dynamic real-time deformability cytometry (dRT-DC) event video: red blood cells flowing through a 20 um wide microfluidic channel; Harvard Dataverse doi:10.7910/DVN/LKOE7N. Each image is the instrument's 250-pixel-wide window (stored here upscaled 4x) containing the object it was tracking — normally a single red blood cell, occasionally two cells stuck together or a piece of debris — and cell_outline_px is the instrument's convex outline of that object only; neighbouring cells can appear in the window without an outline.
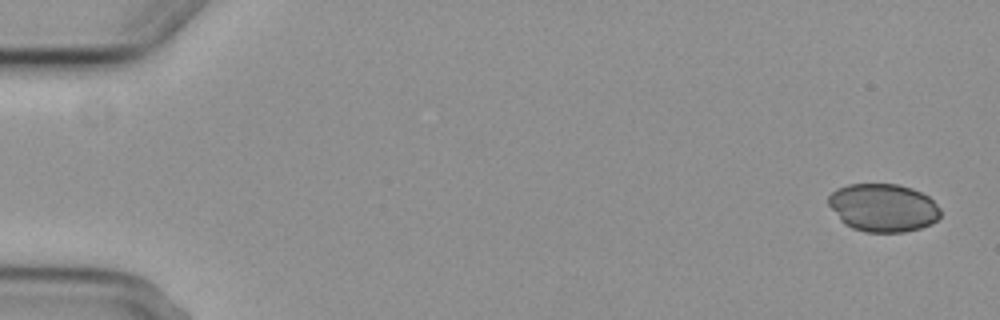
{"species": "common noctule bat (a hibernating species)", "species_latin": "Nyctalus noctula", "temperature_condition": "cold", "stored_images_in_passage": 4, "camera_frame_rate_fps": 3000, "um_per_image_px": 0.085, "animal": {"sex": "female", "body_mass_g": 29.2, "forearm_length_mm": 56.3}, "frame": {"image": 1, "passage_image": 1, "time_ms": 0.0, "image_size_px": [1000, 320], "cell_outline_px": [[940, 216], [932, 224], [920, 228], [904, 232], [864, 232], [852, 228], [844, 224], [840, 220], [828, 204], [828, 196], [836, 188], [848, 184], [896, 184], [912, 188], [928, 196], [940, 208]], "centroid_in_image_um": [75.05, 17.66], "position_along_channel_um": 10.0, "area_um2": 31.5}}